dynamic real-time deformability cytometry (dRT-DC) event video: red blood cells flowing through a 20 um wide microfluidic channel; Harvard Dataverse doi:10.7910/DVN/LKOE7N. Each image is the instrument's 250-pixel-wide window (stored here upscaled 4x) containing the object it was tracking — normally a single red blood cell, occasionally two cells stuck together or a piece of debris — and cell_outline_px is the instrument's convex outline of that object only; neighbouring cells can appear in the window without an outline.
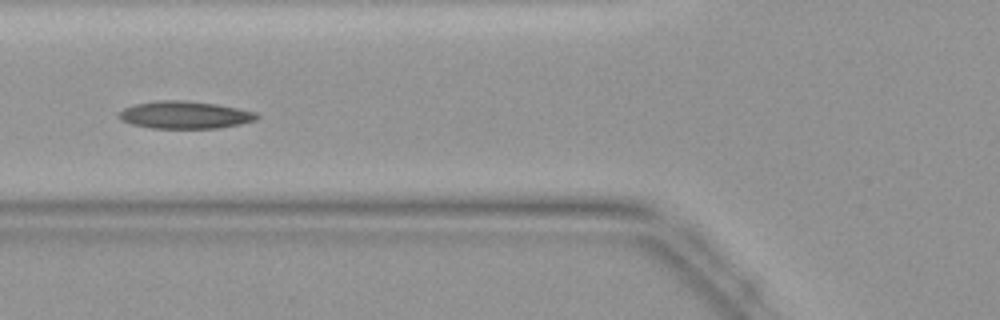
{"species": "common noctule bat (a hibernating species)", "species_latin": "Nyctalus noctula", "temperature_condition": "warm", "stored_images_in_passage": 32, "camera_frame_rate_fps": 3000, "um_per_image_px": 0.085, "animal": {"sex": "female", "body_mass_g": 19.9}, "frame": {"image": 1, "passage_image": 5, "time_ms": 1.333, "image_size_px": [1000, 320], "cell_outline_px": [[260, 116], [256, 120], [240, 124], [220, 128], [152, 128], [132, 124], [120, 120], [120, 112], [124, 108], [136, 104], [160, 100], [180, 100], [216, 104], [256, 112]], "centroid_in_image_um": [15.74, 9.77], "position_along_channel_um": 110.1, "area_um2": 21.85}}